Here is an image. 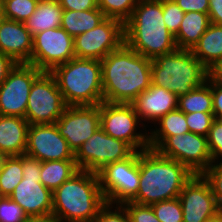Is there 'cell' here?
<instances>
[{"mask_svg": "<svg viewBox=\"0 0 222 222\" xmlns=\"http://www.w3.org/2000/svg\"><path fill=\"white\" fill-rule=\"evenodd\" d=\"M152 60L125 43L101 60L104 102L131 104L151 85Z\"/></svg>", "mask_w": 222, "mask_h": 222, "instance_id": "1", "label": "cell"}, {"mask_svg": "<svg viewBox=\"0 0 222 222\" xmlns=\"http://www.w3.org/2000/svg\"><path fill=\"white\" fill-rule=\"evenodd\" d=\"M139 176L137 196L131 202L151 205L178 198L194 174L185 165L149 148L139 151Z\"/></svg>", "mask_w": 222, "mask_h": 222, "instance_id": "2", "label": "cell"}, {"mask_svg": "<svg viewBox=\"0 0 222 222\" xmlns=\"http://www.w3.org/2000/svg\"><path fill=\"white\" fill-rule=\"evenodd\" d=\"M124 43L151 60L178 49L175 36L164 23L162 0L137 2L124 23Z\"/></svg>", "mask_w": 222, "mask_h": 222, "instance_id": "3", "label": "cell"}, {"mask_svg": "<svg viewBox=\"0 0 222 222\" xmlns=\"http://www.w3.org/2000/svg\"><path fill=\"white\" fill-rule=\"evenodd\" d=\"M52 194L51 218L58 222H93L106 203L98 174L81 169Z\"/></svg>", "mask_w": 222, "mask_h": 222, "instance_id": "4", "label": "cell"}, {"mask_svg": "<svg viewBox=\"0 0 222 222\" xmlns=\"http://www.w3.org/2000/svg\"><path fill=\"white\" fill-rule=\"evenodd\" d=\"M50 73L67 106H92L104 102L100 60L74 57Z\"/></svg>", "mask_w": 222, "mask_h": 222, "instance_id": "5", "label": "cell"}, {"mask_svg": "<svg viewBox=\"0 0 222 222\" xmlns=\"http://www.w3.org/2000/svg\"><path fill=\"white\" fill-rule=\"evenodd\" d=\"M207 79L208 69L191 50L176 49L157 56L151 63V83L178 97L200 87Z\"/></svg>", "mask_w": 222, "mask_h": 222, "instance_id": "6", "label": "cell"}, {"mask_svg": "<svg viewBox=\"0 0 222 222\" xmlns=\"http://www.w3.org/2000/svg\"><path fill=\"white\" fill-rule=\"evenodd\" d=\"M147 126L141 122L132 104L100 103V127L109 136L128 143L135 151L149 149Z\"/></svg>", "mask_w": 222, "mask_h": 222, "instance_id": "7", "label": "cell"}, {"mask_svg": "<svg viewBox=\"0 0 222 222\" xmlns=\"http://www.w3.org/2000/svg\"><path fill=\"white\" fill-rule=\"evenodd\" d=\"M102 194L107 203L123 204L132 201L140 185L139 151L129 158L109 163L98 173Z\"/></svg>", "mask_w": 222, "mask_h": 222, "instance_id": "8", "label": "cell"}, {"mask_svg": "<svg viewBox=\"0 0 222 222\" xmlns=\"http://www.w3.org/2000/svg\"><path fill=\"white\" fill-rule=\"evenodd\" d=\"M135 150L126 142L106 134L98 128L75 152L79 169L98 174L109 163L129 158Z\"/></svg>", "mask_w": 222, "mask_h": 222, "instance_id": "9", "label": "cell"}, {"mask_svg": "<svg viewBox=\"0 0 222 222\" xmlns=\"http://www.w3.org/2000/svg\"><path fill=\"white\" fill-rule=\"evenodd\" d=\"M66 108L54 76L50 72H42L31 86L25 119L30 125L53 124Z\"/></svg>", "mask_w": 222, "mask_h": 222, "instance_id": "10", "label": "cell"}, {"mask_svg": "<svg viewBox=\"0 0 222 222\" xmlns=\"http://www.w3.org/2000/svg\"><path fill=\"white\" fill-rule=\"evenodd\" d=\"M74 57L73 37L62 27L50 28L33 35L32 56L28 64L42 72H51Z\"/></svg>", "mask_w": 222, "mask_h": 222, "instance_id": "11", "label": "cell"}, {"mask_svg": "<svg viewBox=\"0 0 222 222\" xmlns=\"http://www.w3.org/2000/svg\"><path fill=\"white\" fill-rule=\"evenodd\" d=\"M156 151L185 165L193 174H202L212 164L207 137L190 131L169 136Z\"/></svg>", "mask_w": 222, "mask_h": 222, "instance_id": "12", "label": "cell"}, {"mask_svg": "<svg viewBox=\"0 0 222 222\" xmlns=\"http://www.w3.org/2000/svg\"><path fill=\"white\" fill-rule=\"evenodd\" d=\"M123 43L124 24L113 18H106L90 31L73 38L75 57L100 61Z\"/></svg>", "mask_w": 222, "mask_h": 222, "instance_id": "13", "label": "cell"}, {"mask_svg": "<svg viewBox=\"0 0 222 222\" xmlns=\"http://www.w3.org/2000/svg\"><path fill=\"white\" fill-rule=\"evenodd\" d=\"M42 73L28 63H17L0 85V115L25 118L31 86Z\"/></svg>", "mask_w": 222, "mask_h": 222, "instance_id": "14", "label": "cell"}, {"mask_svg": "<svg viewBox=\"0 0 222 222\" xmlns=\"http://www.w3.org/2000/svg\"><path fill=\"white\" fill-rule=\"evenodd\" d=\"M55 125L75 153L100 128V104L67 106Z\"/></svg>", "mask_w": 222, "mask_h": 222, "instance_id": "15", "label": "cell"}, {"mask_svg": "<svg viewBox=\"0 0 222 222\" xmlns=\"http://www.w3.org/2000/svg\"><path fill=\"white\" fill-rule=\"evenodd\" d=\"M25 155L40 162L75 160V153L59 133L55 123L29 125Z\"/></svg>", "mask_w": 222, "mask_h": 222, "instance_id": "16", "label": "cell"}, {"mask_svg": "<svg viewBox=\"0 0 222 222\" xmlns=\"http://www.w3.org/2000/svg\"><path fill=\"white\" fill-rule=\"evenodd\" d=\"M178 198L182 206L183 222H204L221 212L209 183L201 174H194Z\"/></svg>", "mask_w": 222, "mask_h": 222, "instance_id": "17", "label": "cell"}, {"mask_svg": "<svg viewBox=\"0 0 222 222\" xmlns=\"http://www.w3.org/2000/svg\"><path fill=\"white\" fill-rule=\"evenodd\" d=\"M52 195V192L41 184V179L23 177L9 198L20 205L31 220H36L52 217Z\"/></svg>", "mask_w": 222, "mask_h": 222, "instance_id": "18", "label": "cell"}, {"mask_svg": "<svg viewBox=\"0 0 222 222\" xmlns=\"http://www.w3.org/2000/svg\"><path fill=\"white\" fill-rule=\"evenodd\" d=\"M131 104L144 125L146 122L154 124L168 112L178 108V96L151 83Z\"/></svg>", "mask_w": 222, "mask_h": 222, "instance_id": "19", "label": "cell"}, {"mask_svg": "<svg viewBox=\"0 0 222 222\" xmlns=\"http://www.w3.org/2000/svg\"><path fill=\"white\" fill-rule=\"evenodd\" d=\"M32 38L23 22L0 20V52L16 63H29L31 60Z\"/></svg>", "mask_w": 222, "mask_h": 222, "instance_id": "20", "label": "cell"}, {"mask_svg": "<svg viewBox=\"0 0 222 222\" xmlns=\"http://www.w3.org/2000/svg\"><path fill=\"white\" fill-rule=\"evenodd\" d=\"M29 125L25 118L0 115V155L25 154Z\"/></svg>", "mask_w": 222, "mask_h": 222, "instance_id": "21", "label": "cell"}, {"mask_svg": "<svg viewBox=\"0 0 222 222\" xmlns=\"http://www.w3.org/2000/svg\"><path fill=\"white\" fill-rule=\"evenodd\" d=\"M62 13L63 8L58 0H40L34 13L24 22V25L32 36L50 28H59Z\"/></svg>", "mask_w": 222, "mask_h": 222, "instance_id": "22", "label": "cell"}, {"mask_svg": "<svg viewBox=\"0 0 222 222\" xmlns=\"http://www.w3.org/2000/svg\"><path fill=\"white\" fill-rule=\"evenodd\" d=\"M209 24L210 19L208 13L196 11L185 13L179 31L175 35L178 49L192 50L207 30Z\"/></svg>", "mask_w": 222, "mask_h": 222, "instance_id": "23", "label": "cell"}, {"mask_svg": "<svg viewBox=\"0 0 222 222\" xmlns=\"http://www.w3.org/2000/svg\"><path fill=\"white\" fill-rule=\"evenodd\" d=\"M154 124L155 129H149V148L153 150H156L169 136L189 132L186 114L178 108L168 112Z\"/></svg>", "mask_w": 222, "mask_h": 222, "instance_id": "24", "label": "cell"}, {"mask_svg": "<svg viewBox=\"0 0 222 222\" xmlns=\"http://www.w3.org/2000/svg\"><path fill=\"white\" fill-rule=\"evenodd\" d=\"M191 51L209 69L222 58V26L210 23Z\"/></svg>", "mask_w": 222, "mask_h": 222, "instance_id": "25", "label": "cell"}, {"mask_svg": "<svg viewBox=\"0 0 222 222\" xmlns=\"http://www.w3.org/2000/svg\"><path fill=\"white\" fill-rule=\"evenodd\" d=\"M105 19V15L99 8L86 11L63 10L61 27L74 38L90 31Z\"/></svg>", "mask_w": 222, "mask_h": 222, "instance_id": "26", "label": "cell"}, {"mask_svg": "<svg viewBox=\"0 0 222 222\" xmlns=\"http://www.w3.org/2000/svg\"><path fill=\"white\" fill-rule=\"evenodd\" d=\"M78 170L75 160L43 161L40 170L41 184L53 193Z\"/></svg>", "mask_w": 222, "mask_h": 222, "instance_id": "27", "label": "cell"}, {"mask_svg": "<svg viewBox=\"0 0 222 222\" xmlns=\"http://www.w3.org/2000/svg\"><path fill=\"white\" fill-rule=\"evenodd\" d=\"M178 109L185 114L194 112L213 113L211 80L187 94L178 97Z\"/></svg>", "mask_w": 222, "mask_h": 222, "instance_id": "28", "label": "cell"}, {"mask_svg": "<svg viewBox=\"0 0 222 222\" xmlns=\"http://www.w3.org/2000/svg\"><path fill=\"white\" fill-rule=\"evenodd\" d=\"M23 180L22 155L3 156L0 163V190L9 197Z\"/></svg>", "mask_w": 222, "mask_h": 222, "instance_id": "29", "label": "cell"}, {"mask_svg": "<svg viewBox=\"0 0 222 222\" xmlns=\"http://www.w3.org/2000/svg\"><path fill=\"white\" fill-rule=\"evenodd\" d=\"M136 0H98V8L106 18H113L123 24L132 16Z\"/></svg>", "mask_w": 222, "mask_h": 222, "instance_id": "30", "label": "cell"}, {"mask_svg": "<svg viewBox=\"0 0 222 222\" xmlns=\"http://www.w3.org/2000/svg\"><path fill=\"white\" fill-rule=\"evenodd\" d=\"M40 0H4V17L25 22L35 11Z\"/></svg>", "mask_w": 222, "mask_h": 222, "instance_id": "31", "label": "cell"}, {"mask_svg": "<svg viewBox=\"0 0 222 222\" xmlns=\"http://www.w3.org/2000/svg\"><path fill=\"white\" fill-rule=\"evenodd\" d=\"M160 222H183V211L179 198H173L151 204Z\"/></svg>", "mask_w": 222, "mask_h": 222, "instance_id": "32", "label": "cell"}, {"mask_svg": "<svg viewBox=\"0 0 222 222\" xmlns=\"http://www.w3.org/2000/svg\"><path fill=\"white\" fill-rule=\"evenodd\" d=\"M31 219L16 202L4 196L0 200V222H29Z\"/></svg>", "mask_w": 222, "mask_h": 222, "instance_id": "33", "label": "cell"}, {"mask_svg": "<svg viewBox=\"0 0 222 222\" xmlns=\"http://www.w3.org/2000/svg\"><path fill=\"white\" fill-rule=\"evenodd\" d=\"M162 10L167 29L175 36L179 31L185 13L174 0H162Z\"/></svg>", "mask_w": 222, "mask_h": 222, "instance_id": "34", "label": "cell"}, {"mask_svg": "<svg viewBox=\"0 0 222 222\" xmlns=\"http://www.w3.org/2000/svg\"><path fill=\"white\" fill-rule=\"evenodd\" d=\"M201 175L209 183L219 210L222 211V162L212 163Z\"/></svg>", "mask_w": 222, "mask_h": 222, "instance_id": "35", "label": "cell"}, {"mask_svg": "<svg viewBox=\"0 0 222 222\" xmlns=\"http://www.w3.org/2000/svg\"><path fill=\"white\" fill-rule=\"evenodd\" d=\"M215 120L213 113L194 112L186 114V123L189 131L195 134L208 136Z\"/></svg>", "mask_w": 222, "mask_h": 222, "instance_id": "36", "label": "cell"}, {"mask_svg": "<svg viewBox=\"0 0 222 222\" xmlns=\"http://www.w3.org/2000/svg\"><path fill=\"white\" fill-rule=\"evenodd\" d=\"M93 222H130V220L122 204H111L106 202L98 211Z\"/></svg>", "mask_w": 222, "mask_h": 222, "instance_id": "37", "label": "cell"}, {"mask_svg": "<svg viewBox=\"0 0 222 222\" xmlns=\"http://www.w3.org/2000/svg\"><path fill=\"white\" fill-rule=\"evenodd\" d=\"M212 163L222 162V121L215 119L207 136Z\"/></svg>", "mask_w": 222, "mask_h": 222, "instance_id": "38", "label": "cell"}, {"mask_svg": "<svg viewBox=\"0 0 222 222\" xmlns=\"http://www.w3.org/2000/svg\"><path fill=\"white\" fill-rule=\"evenodd\" d=\"M122 205L128 213L130 222H160L151 205H142L131 201Z\"/></svg>", "mask_w": 222, "mask_h": 222, "instance_id": "39", "label": "cell"}, {"mask_svg": "<svg viewBox=\"0 0 222 222\" xmlns=\"http://www.w3.org/2000/svg\"><path fill=\"white\" fill-rule=\"evenodd\" d=\"M63 10L86 11L98 8V0H58Z\"/></svg>", "mask_w": 222, "mask_h": 222, "instance_id": "40", "label": "cell"}, {"mask_svg": "<svg viewBox=\"0 0 222 222\" xmlns=\"http://www.w3.org/2000/svg\"><path fill=\"white\" fill-rule=\"evenodd\" d=\"M184 13L196 11L200 13L209 12V0H174Z\"/></svg>", "mask_w": 222, "mask_h": 222, "instance_id": "41", "label": "cell"}, {"mask_svg": "<svg viewBox=\"0 0 222 222\" xmlns=\"http://www.w3.org/2000/svg\"><path fill=\"white\" fill-rule=\"evenodd\" d=\"M23 177L41 179V162L27 155H22Z\"/></svg>", "mask_w": 222, "mask_h": 222, "instance_id": "42", "label": "cell"}, {"mask_svg": "<svg viewBox=\"0 0 222 222\" xmlns=\"http://www.w3.org/2000/svg\"><path fill=\"white\" fill-rule=\"evenodd\" d=\"M213 115L215 119L222 117V84L211 81Z\"/></svg>", "mask_w": 222, "mask_h": 222, "instance_id": "43", "label": "cell"}, {"mask_svg": "<svg viewBox=\"0 0 222 222\" xmlns=\"http://www.w3.org/2000/svg\"><path fill=\"white\" fill-rule=\"evenodd\" d=\"M210 23L222 26V0H209Z\"/></svg>", "mask_w": 222, "mask_h": 222, "instance_id": "44", "label": "cell"}, {"mask_svg": "<svg viewBox=\"0 0 222 222\" xmlns=\"http://www.w3.org/2000/svg\"><path fill=\"white\" fill-rule=\"evenodd\" d=\"M16 64L17 63L12 58L0 52V85Z\"/></svg>", "mask_w": 222, "mask_h": 222, "instance_id": "45", "label": "cell"}, {"mask_svg": "<svg viewBox=\"0 0 222 222\" xmlns=\"http://www.w3.org/2000/svg\"><path fill=\"white\" fill-rule=\"evenodd\" d=\"M208 78L218 84H222V58L208 69Z\"/></svg>", "mask_w": 222, "mask_h": 222, "instance_id": "46", "label": "cell"}, {"mask_svg": "<svg viewBox=\"0 0 222 222\" xmlns=\"http://www.w3.org/2000/svg\"><path fill=\"white\" fill-rule=\"evenodd\" d=\"M204 222H222V211L218 213L216 216L205 220Z\"/></svg>", "mask_w": 222, "mask_h": 222, "instance_id": "47", "label": "cell"}, {"mask_svg": "<svg viewBox=\"0 0 222 222\" xmlns=\"http://www.w3.org/2000/svg\"><path fill=\"white\" fill-rule=\"evenodd\" d=\"M4 18V0H0V20Z\"/></svg>", "mask_w": 222, "mask_h": 222, "instance_id": "48", "label": "cell"}, {"mask_svg": "<svg viewBox=\"0 0 222 222\" xmlns=\"http://www.w3.org/2000/svg\"><path fill=\"white\" fill-rule=\"evenodd\" d=\"M29 222H58L57 220L50 218V219H36L30 220Z\"/></svg>", "mask_w": 222, "mask_h": 222, "instance_id": "49", "label": "cell"}, {"mask_svg": "<svg viewBox=\"0 0 222 222\" xmlns=\"http://www.w3.org/2000/svg\"><path fill=\"white\" fill-rule=\"evenodd\" d=\"M4 197V195L2 194L1 190H0V200Z\"/></svg>", "mask_w": 222, "mask_h": 222, "instance_id": "50", "label": "cell"}]
</instances>
